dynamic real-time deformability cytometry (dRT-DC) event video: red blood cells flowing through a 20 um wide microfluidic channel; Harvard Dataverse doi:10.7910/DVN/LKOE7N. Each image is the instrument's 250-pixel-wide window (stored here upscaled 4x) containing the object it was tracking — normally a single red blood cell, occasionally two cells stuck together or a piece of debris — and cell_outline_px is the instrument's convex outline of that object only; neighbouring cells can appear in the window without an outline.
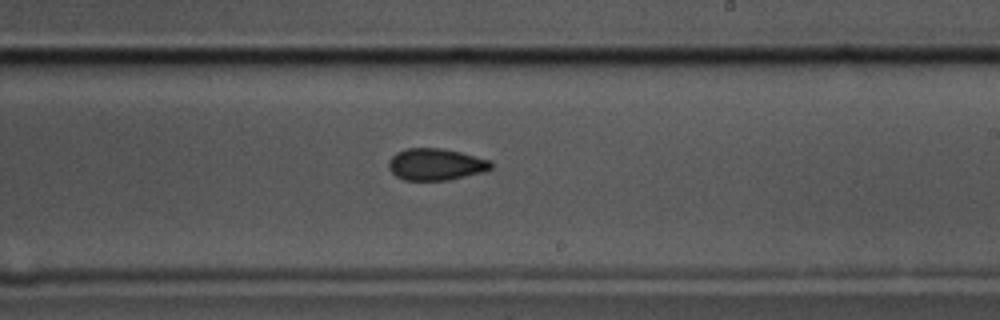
{"species": "common noctule bat (a hibernating species)", "species_latin": "Nyctalus noctula", "temperature_condition": "cold", "stored_images_in_passage": 58, "camera_frame_rate_fps": 3000, "um_per_image_px": 0.085, "animal": {"sex": "male", "body_mass_g": 17.5, "forearm_length_mm": 52.3}, "frame": {"image": 1, "passage_image": 34, "time_ms": 11.0, "image_size_px": [1000, 320], "cell_outline_px": [[492, 168], [484, 172], [448, 180], [404, 180], [396, 176], [388, 168], [388, 160], [396, 152], [408, 148], [440, 148], [460, 152], [492, 160]], "centroid_in_image_um": [37.04, 13.97], "position_along_channel_um": 252.0, "area_um2": 19.07}}
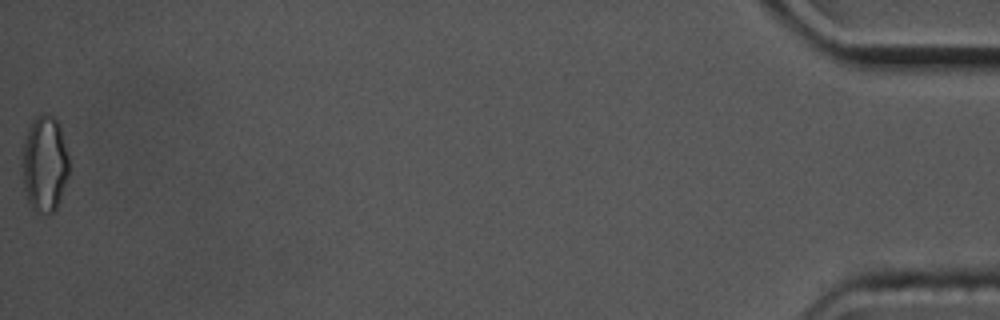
{"frame": {"image": 2, "passage_image": 58, "time_ms": 19.0, "image_size_px": [1000, 320], "cell_outline_px": [[68, 176], [60, 200], [56, 208], [52, 212], [36, 212], [32, 208], [28, 200], [24, 188], [24, 136], [32, 120], [40, 112], [44, 112], [52, 116], [56, 120], [60, 128], [68, 156]], "centroid_in_image_um": [3.8, 13.89], "position_along_channel_um": 431.4, "area_um2": 25.78}, "authors_computed_cell_mechanics": {"area_um2": 19.3919, "velocity_mm_per_s": 3.491, "shape_relaxation_time_tau1_ms": null, "shape_relaxation_time_tau2_ms": 4.1717, "deformation_change_tau1": null, "deformation_change_tau2": 0.071}}